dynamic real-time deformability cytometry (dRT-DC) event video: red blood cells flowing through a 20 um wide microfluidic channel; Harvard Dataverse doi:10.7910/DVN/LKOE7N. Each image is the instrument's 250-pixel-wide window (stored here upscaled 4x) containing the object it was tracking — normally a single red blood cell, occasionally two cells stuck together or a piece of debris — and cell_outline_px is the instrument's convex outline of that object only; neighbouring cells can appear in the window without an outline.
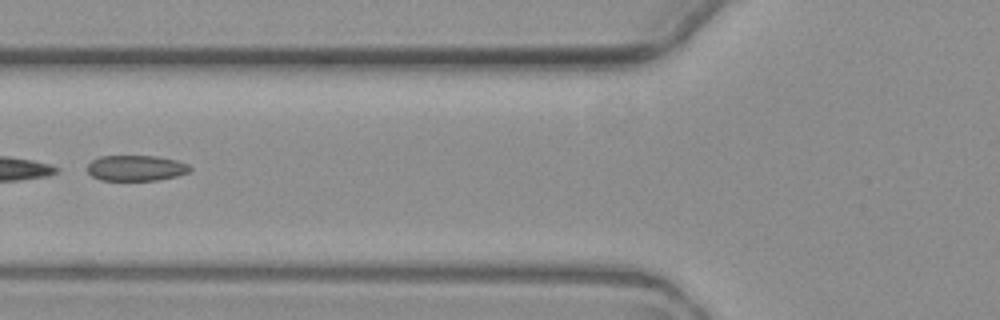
{"species": "common noctule bat (a hibernating species)", "species_latin": "Nyctalus noctula", "temperature_condition": "warm", "stored_images_in_passage": 5, "camera_frame_rate_fps": 3000, "um_per_image_px": 0.085, "animal": {"sex": "female", "body_mass_g": 19.3, "forearm_length_mm": 54.1}, "frame": {"image": 1, "passage_image": 3, "time_ms": 2.667, "image_size_px": [1000, 320], "cell_outline_px": [[192, 168], [188, 172], [176, 176], [156, 180], [100, 180], [92, 176], [88, 172], [88, 164], [92, 160], [100, 156], [156, 156], [176, 160], [188, 164]], "centroid_in_image_um": [11.55, 14.28], "position_along_channel_um": 114.2, "area_um2": 15.26}}
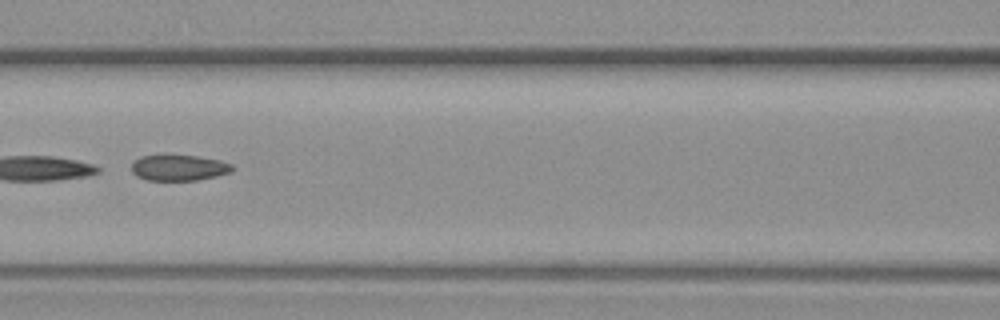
{"frame": {"image": 2, "passage_image": 4, "time_ms": 3.667, "image_size_px": [1000, 320], "cell_outline_px": [[236, 168], [232, 172], [216, 176], [196, 180], [148, 180], [136, 176], [132, 172], [132, 164], [140, 156], [196, 156], [220, 160], [232, 164]], "centroid_in_image_um": [15.25, 14.27], "position_along_channel_um": 151.3, "area_um2": 15.03}}
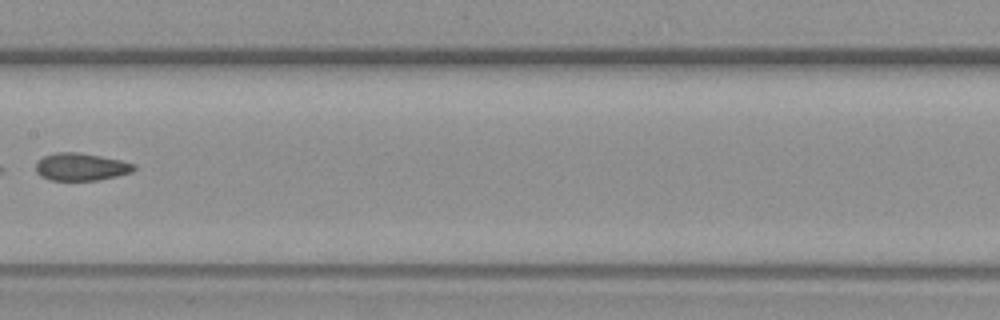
{"frame": {"image": 3, "passage_image": 5, "time_ms": 5.0, "image_size_px": [1000, 320], "cell_outline_px": [[136, 168], [132, 172], [116, 176], [96, 180], [48, 180], [40, 176], [36, 172], [36, 164], [44, 156], [56, 152], [76, 152], [100, 156], [120, 160], [136, 164]], "centroid_in_image_um": [6.88, 14.18], "position_along_channel_um": 200.5, "area_um2": 15.66}}